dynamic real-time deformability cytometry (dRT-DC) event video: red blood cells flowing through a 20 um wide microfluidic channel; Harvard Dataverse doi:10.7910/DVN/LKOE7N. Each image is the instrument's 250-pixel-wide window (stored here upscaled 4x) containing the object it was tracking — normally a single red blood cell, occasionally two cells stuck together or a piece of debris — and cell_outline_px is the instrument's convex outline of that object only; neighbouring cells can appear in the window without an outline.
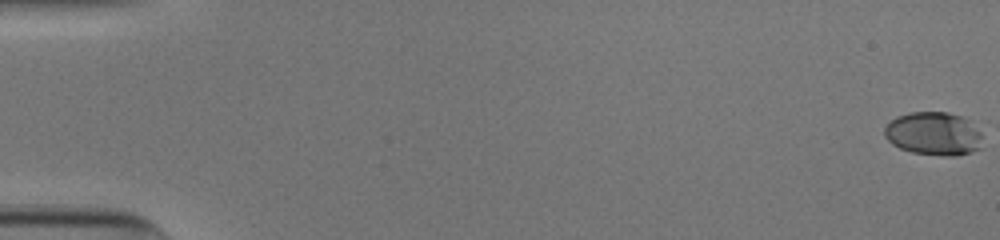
{"species": "human", "species_latin": "Homo sapiens", "temperature_condition": "cold", "stored_images_in_passage": 54, "camera_frame_rate_fps": 3000, "um_per_image_px": 0.085, "donor": {"sex": "male"}, "frame": {"image": 1, "passage_image": 1, "time_ms": 0.0, "image_size_px": [1000, 240], "cell_outline_px": [[984, 148], [956, 156], [944, 156], [912, 152], [900, 148], [892, 144], [884, 136], [884, 128], [896, 116], [908, 112], [948, 112], [960, 116], [968, 120], [980, 132]], "centroid_in_image_um": [79.37, 11.37], "position_along_channel_um": 5.6, "area_um2": 24.91}}
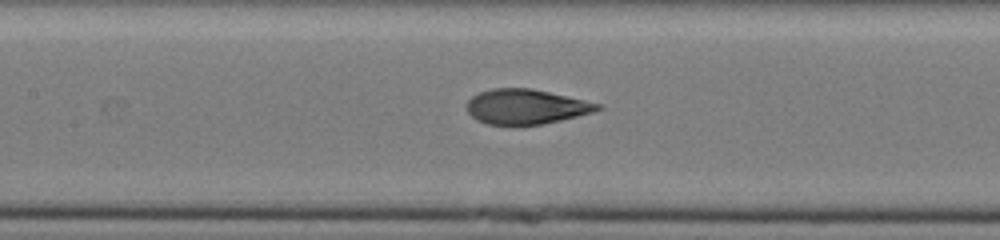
{"frame": {"image": 2, "passage_image": 27, "time_ms": 8.667, "image_size_px": [1000, 240], "cell_outline_px": [[604, 108], [592, 112], [560, 120], [540, 124], [512, 128], [488, 124], [476, 120], [468, 112], [464, 104], [472, 96], [480, 92], [492, 88], [532, 88], [584, 100], [600, 104]], "centroid_in_image_um": [44.64, 9.1], "position_along_channel_um": 162.8, "area_um2": 27.11}}
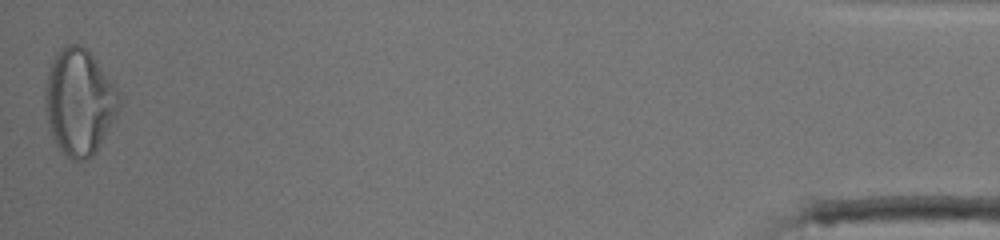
{"frame": {"image": 3, "passage_image": 54, "time_ms": 17.667, "image_size_px": [1000, 240], "cell_outline_px": [[120, 104], [116, 116], [96, 152], [92, 156], [84, 160], [72, 160], [56, 144], [52, 136], [48, 124], [44, 108], [44, 92], [48, 72], [52, 60], [56, 52], [60, 48], [68, 44], [80, 44], [92, 56], [120, 92]], "centroid_in_image_um": [6.72, 8.67], "position_along_channel_um": 428.5, "area_um2": 45.6}, "authors_computed_cell_mechanics": {"area_um2": 26.7036, "velocity_mm_per_s": 3.93, "shape_relaxation_time_tau1_ms": 7.73, "shape_relaxation_time_tau2_ms": 0.762, "deformation_change_tau1": 0.273, "deformation_change_tau2": 0.0609}}